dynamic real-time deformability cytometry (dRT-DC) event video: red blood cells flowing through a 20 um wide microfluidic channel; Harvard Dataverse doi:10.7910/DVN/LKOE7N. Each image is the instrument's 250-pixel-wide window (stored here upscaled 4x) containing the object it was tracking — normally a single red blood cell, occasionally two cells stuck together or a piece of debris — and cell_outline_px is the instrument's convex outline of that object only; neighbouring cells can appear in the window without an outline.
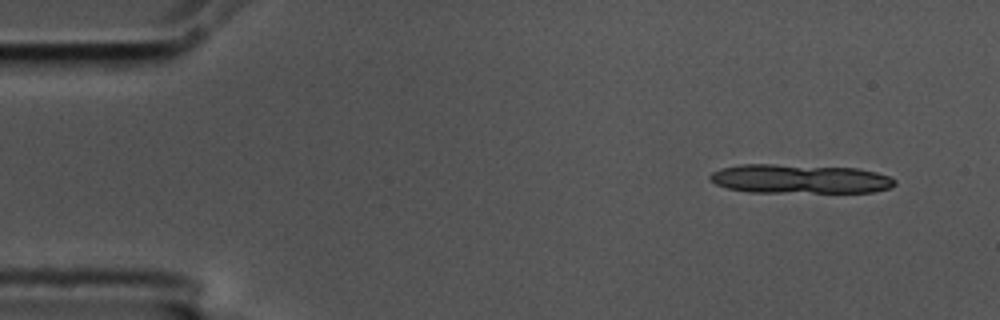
{"species": "common noctule bat (a hibernating species)", "species_latin": "Nyctalus noctula", "temperature_condition": "cold", "stored_images_in_passage": 4, "segment_of_instrument_passage": [1, 2], "camera_frame_rate_fps": 3000, "um_per_image_px": 0.085, "animal": {"sex": "male", "body_mass_g": 17.5, "forearm_length_mm": 52.3}, "frame": {"image": 1, "passage_image": 1, "time_ms": 0.0, "image_size_px": [1000, 320], "cell_outline_px": [[896, 184], [892, 188], [872, 192], [748, 192], [728, 188], [716, 184], [708, 180], [708, 176], [712, 172], [720, 168], [740, 164], [776, 164], [856, 168], [876, 172], [888, 176], [896, 180]], "centroid_in_image_um": [67.96, 15.2], "position_along_channel_um": 17.0, "area_um2": 31.56}}